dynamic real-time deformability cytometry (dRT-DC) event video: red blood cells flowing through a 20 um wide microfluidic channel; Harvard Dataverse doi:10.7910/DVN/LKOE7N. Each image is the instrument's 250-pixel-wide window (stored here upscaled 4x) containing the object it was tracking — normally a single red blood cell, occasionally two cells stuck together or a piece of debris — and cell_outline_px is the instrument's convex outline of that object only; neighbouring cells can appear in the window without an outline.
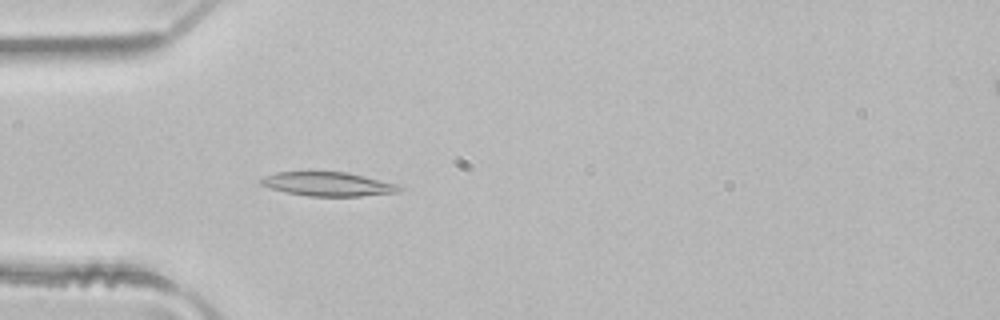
{"species": "common noctule bat (a hibernating species)", "species_latin": "Nyctalus noctula", "temperature_condition": "room temperature", "stored_images_in_passage": 42, "camera_frame_rate_fps": 3000, "um_per_image_px": 0.085, "animal": {"sex": "male", "body_mass_g": 21.5, "forearm_length_mm": 52.0}, "frame": {"image": 1, "passage_image": 7, "time_ms": 2.0, "image_size_px": [1000, 320], "cell_outline_px": [[400, 192], [360, 196], [308, 196], [288, 192], [272, 188], [260, 184], [260, 180], [264, 176], [276, 172], [348, 172], [396, 184], [400, 188]], "centroid_in_image_um": [27.87, 15.64], "position_along_channel_um": 57.1, "area_um2": 19.02}}
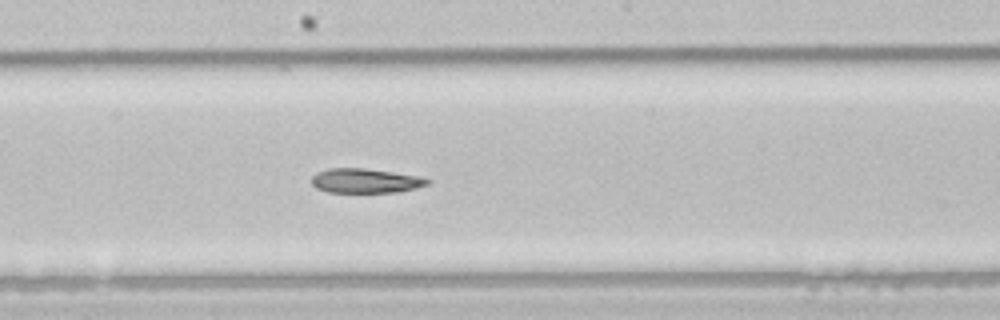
{"frame": {"image": 2, "passage_image": 19, "time_ms": 6.0, "image_size_px": [1000, 320], "cell_outline_px": [[432, 180], [428, 184], [416, 188], [396, 192], [328, 192], [316, 188], [312, 184], [312, 176], [316, 172], [328, 168], [364, 168], [392, 172], [416, 176]], "centroid_in_image_um": [31.02, 15.36], "position_along_channel_um": 217.2, "area_um2": 16.42}}
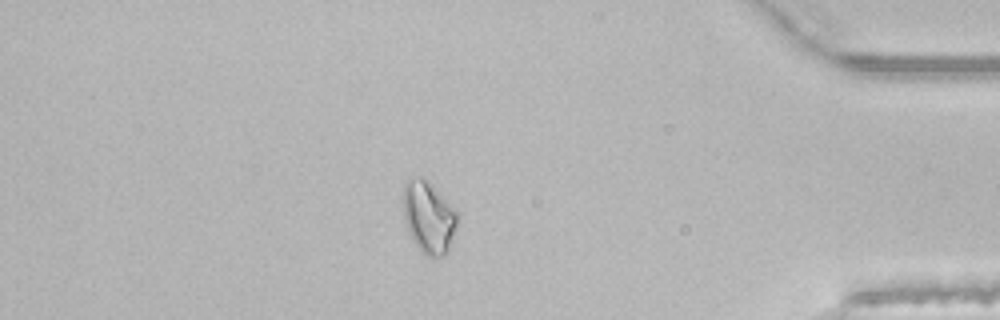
{"frame": {"image": 3, "passage_image": 35, "time_ms": 11.333, "image_size_px": [1000, 320], "cell_outline_px": [[460, 216], [452, 240], [444, 256], [432, 260], [416, 244], [404, 220], [404, 184], [408, 180], [420, 176], [428, 180], [460, 212]], "centroid_in_image_um": [36.5, 18.45], "position_along_channel_um": 398.7, "area_um2": 22.83}, "authors_computed_cell_mechanics": {"area_um2": 18.4382, "velocity_mm_per_s": 4.1079, "shape_relaxation_time_tau1_ms": null, "shape_relaxation_time_tau2_ms": 9.0306, "deformation_change_tau1": null, "deformation_change_tau2": 0.1598}}